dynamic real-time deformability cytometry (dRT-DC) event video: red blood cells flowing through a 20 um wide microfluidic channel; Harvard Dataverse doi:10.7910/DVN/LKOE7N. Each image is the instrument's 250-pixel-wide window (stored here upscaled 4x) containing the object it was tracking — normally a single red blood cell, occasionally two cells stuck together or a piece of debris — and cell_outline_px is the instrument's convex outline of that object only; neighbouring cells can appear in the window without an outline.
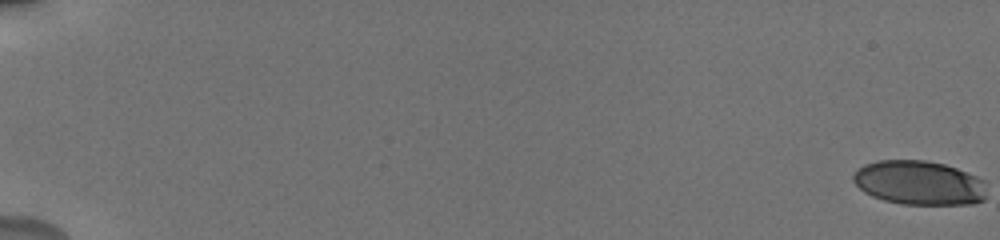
{"species": "human", "species_latin": "Homo sapiens", "temperature_condition": "cold", "stored_images_in_passage": 48, "camera_frame_rate_fps": 3000, "um_per_image_px": 0.085, "donor": {"sex": "male"}, "frame": {"image": 1, "passage_image": 1, "time_ms": 0.0, "image_size_px": [1000, 240], "cell_outline_px": [[984, 200], [972, 204], [900, 204], [884, 200], [872, 196], [864, 192], [852, 180], [852, 176], [864, 164], [876, 160], [924, 160], [944, 164], [968, 172], [984, 180]], "centroid_in_image_um": [78.11, 15.53], "position_along_channel_um": 6.9, "area_um2": 34.33}}
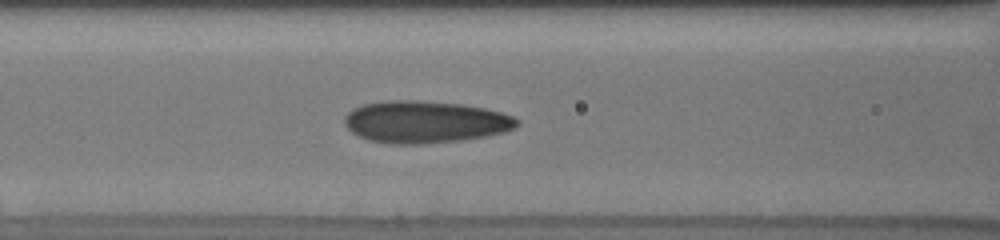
{"frame": {"image": 2, "passage_image": 25, "time_ms": 9.0, "image_size_px": [1000, 240], "cell_outline_px": [[520, 124], [516, 128], [504, 132], [488, 136], [460, 140], [420, 144], [396, 144], [368, 140], [352, 132], [344, 124], [344, 116], [352, 108], [364, 104], [388, 100], [424, 100], [464, 104], [484, 108], [500, 112], [512, 116], [520, 120]], "centroid_in_image_um": [36.15, 10.35], "position_along_channel_um": 130.4, "area_um2": 42.6}}
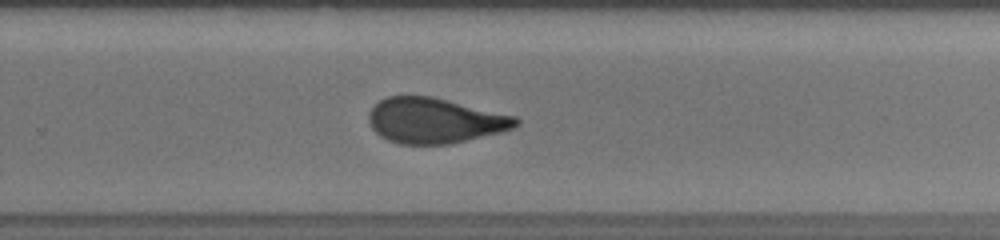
{"frame": {"image": 3, "passage_image": 37, "time_ms": 13.333, "image_size_px": [1000, 240], "cell_outline_px": [[520, 124], [512, 128], [500, 132], [448, 144], [400, 144], [388, 140], [380, 136], [372, 128], [368, 120], [368, 116], [372, 108], [380, 100], [388, 96], [432, 96], [516, 116], [520, 120]], "centroid_in_image_um": [36.95, 10.24], "position_along_channel_um": 292.8, "area_um2": 38.67}, "authors_computed_cell_mechanics": {"area_um2": 38.8416, "velocity_mm_per_s": 3.7624, "shape_relaxation_time_tau1_ms": 5.4223, "shape_relaxation_time_tau2_ms": 1.2921, "deformation_change_tau1": 0.1553, "deformation_change_tau2": 0.0844}}